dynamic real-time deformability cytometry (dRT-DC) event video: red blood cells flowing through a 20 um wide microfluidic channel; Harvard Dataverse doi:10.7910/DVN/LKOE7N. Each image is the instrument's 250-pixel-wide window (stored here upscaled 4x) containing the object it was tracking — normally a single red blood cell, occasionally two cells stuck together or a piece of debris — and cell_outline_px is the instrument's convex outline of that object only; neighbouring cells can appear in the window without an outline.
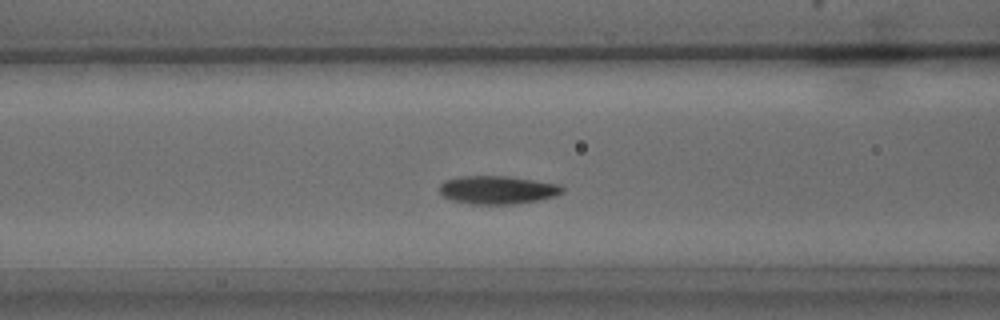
{"species": "common noctule bat (a hibernating species)", "species_latin": "Nyctalus noctula", "temperature_condition": "warm", "stored_images_in_passage": 38, "camera_frame_rate_fps": 3000, "um_per_image_px": 0.085, "animal": {"sex": "male", "body_mass_g": 15.6}, "frame": {"image": 1, "passage_image": 13, "time_ms": 4.0, "image_size_px": [1000, 320], "cell_outline_px": [[564, 192], [556, 196], [536, 200], [512, 204], [472, 204], [452, 200], [444, 196], [440, 192], [440, 184], [444, 180], [460, 176], [508, 176], [560, 184], [564, 188]], "centroid_in_image_um": [42.3, 16.13], "position_along_channel_um": 124.3, "area_um2": 20.17}}
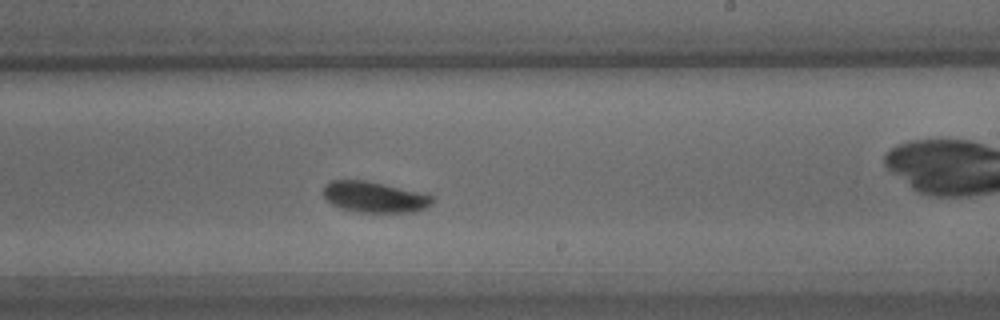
{"frame": {"image": 2, "passage_image": 21, "time_ms": 6.667, "image_size_px": [1000, 320], "cell_outline_px": [[436, 196], [432, 204], [416, 212], [360, 212], [344, 208], [332, 204], [324, 196], [324, 184], [332, 180], [368, 180]], "centroid_in_image_um": [31.87, 16.73], "position_along_channel_um": 257.1, "area_um2": 19.59}}
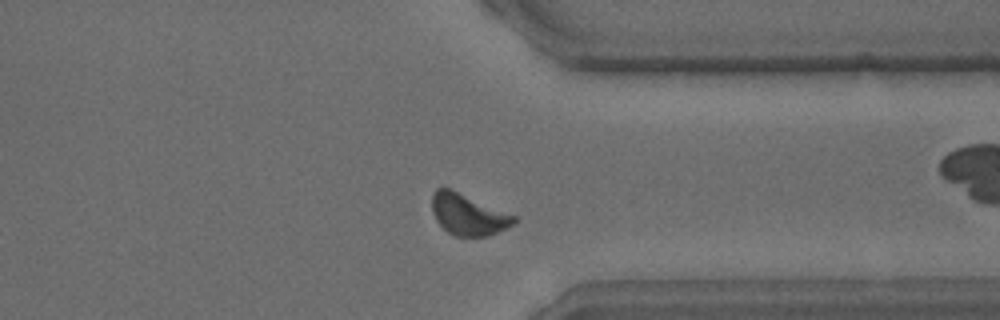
{"frame": {"image": 3, "passage_image": 28, "time_ms": 9.0, "image_size_px": [1000, 320], "cell_outline_px": [[520, 220], [508, 228], [488, 236], [456, 236], [448, 232], [436, 220], [432, 212], [432, 192], [436, 188], [448, 188], [516, 216]], "centroid_in_image_um": [39.81, 18.25], "position_along_channel_um": 371.6, "area_um2": 19.54}}